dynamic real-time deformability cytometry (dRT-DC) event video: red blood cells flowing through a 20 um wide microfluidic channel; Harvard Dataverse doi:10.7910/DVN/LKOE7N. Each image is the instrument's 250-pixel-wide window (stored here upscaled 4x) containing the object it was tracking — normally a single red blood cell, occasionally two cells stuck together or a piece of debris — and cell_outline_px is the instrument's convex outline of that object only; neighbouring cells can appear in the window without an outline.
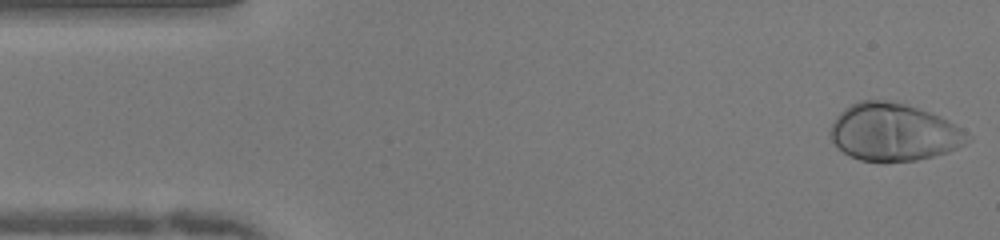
{"species": "human", "species_latin": "Homo sapiens", "temperature_condition": "warm", "stored_images_in_passage": 50, "camera_frame_rate_fps": 3000, "um_per_image_px": 0.085, "donor": {"sex": "female"}, "frame": {"image": 1, "passage_image": 1, "time_ms": 0.0, "image_size_px": [1000, 240], "cell_outline_px": [[972, 140], [948, 152], [916, 160], [884, 164], [860, 160], [848, 156], [832, 140], [828, 132], [836, 116], [844, 108], [860, 100], [888, 100], [904, 104], [940, 116], [948, 120], [972, 136]], "centroid_in_image_um": [75.95, 11.26], "position_along_channel_um": 9.1, "area_um2": 46.36}}
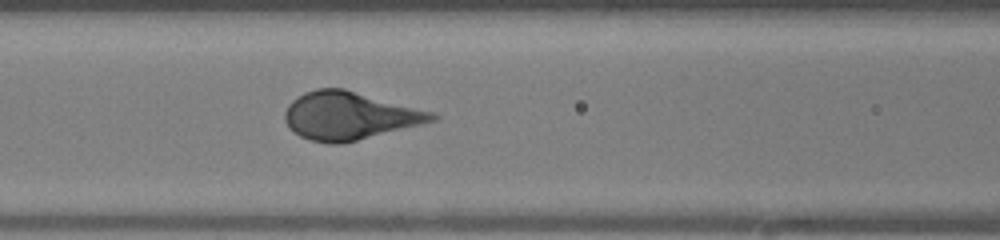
{"frame": {"image": 2, "passage_image": 19, "time_ms": 6.0, "image_size_px": [1000, 240], "cell_outline_px": [[440, 116], [436, 120], [340, 144], [328, 144], [308, 140], [300, 136], [284, 120], [284, 112], [288, 104], [296, 96], [304, 92], [316, 88], [344, 88], [436, 112]], "centroid_in_image_um": [29.69, 9.82], "position_along_channel_um": 136.9, "area_um2": 41.04}}
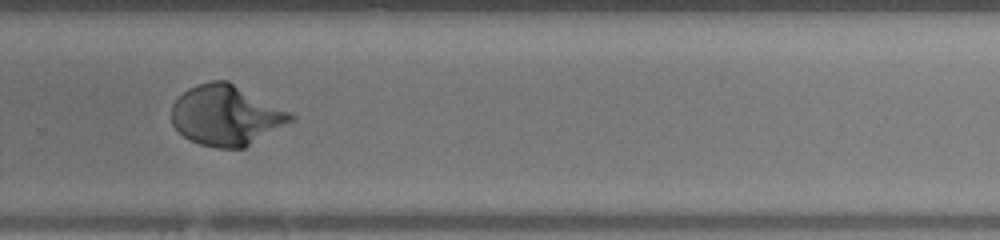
{"frame": {"image": 3, "passage_image": 32, "time_ms": 10.333, "image_size_px": [1000, 240], "cell_outline_px": [[296, 120], [244, 148], [216, 148], [200, 144], [184, 136], [172, 124], [172, 104], [188, 88], [196, 84], [212, 80], [228, 80], [292, 112], [296, 116]], "centroid_in_image_um": [19.27, 9.79], "position_along_channel_um": 310.5, "area_um2": 42.14}}